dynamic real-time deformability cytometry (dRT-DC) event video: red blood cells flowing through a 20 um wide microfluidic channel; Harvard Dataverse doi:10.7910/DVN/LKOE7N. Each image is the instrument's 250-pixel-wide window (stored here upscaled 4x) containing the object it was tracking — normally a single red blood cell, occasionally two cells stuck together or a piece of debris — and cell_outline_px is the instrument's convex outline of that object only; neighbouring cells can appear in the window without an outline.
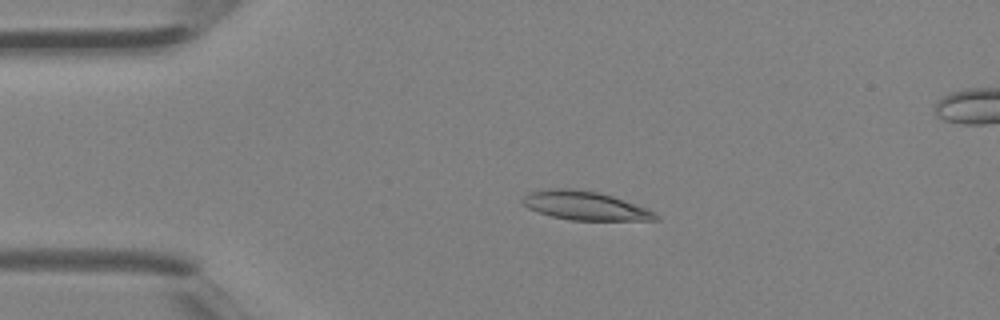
{"species": "Egyptian fruit bat (a non-hibernating species)", "species_latin": "Rousettus aegyptiacus", "temperature_condition": "room temperature", "stored_images_in_passage": 40, "camera_frame_rate_fps": 3000, "um_per_image_px": 0.085, "animal": {"sex": "female"}, "frame": {"image": 1, "passage_image": 9, "time_ms": 2.667, "image_size_px": [1000, 320], "cell_outline_px": [[660, 220], [572, 220], [552, 216], [528, 208], [520, 200], [528, 192], [544, 188], [572, 188], [596, 192], [612, 196], [648, 208], [656, 212], [660, 216]], "centroid_in_image_um": [49.74, 17.47], "position_along_channel_um": 35.3, "area_um2": 22.37}}
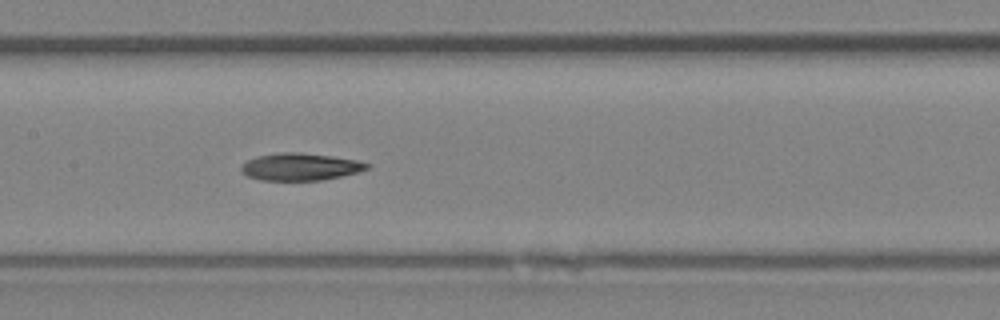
{"frame": {"image": 2, "passage_image": 20, "time_ms": 6.333, "image_size_px": [1000, 320], "cell_outline_px": [[372, 164], [368, 168], [360, 172], [320, 180], [260, 180], [248, 176], [240, 172], [240, 168], [248, 160], [256, 156], [280, 152], [300, 152], [332, 156], [360, 160]], "centroid_in_image_um": [25.55, 14.17], "position_along_channel_um": 181.8, "area_um2": 20.11}}
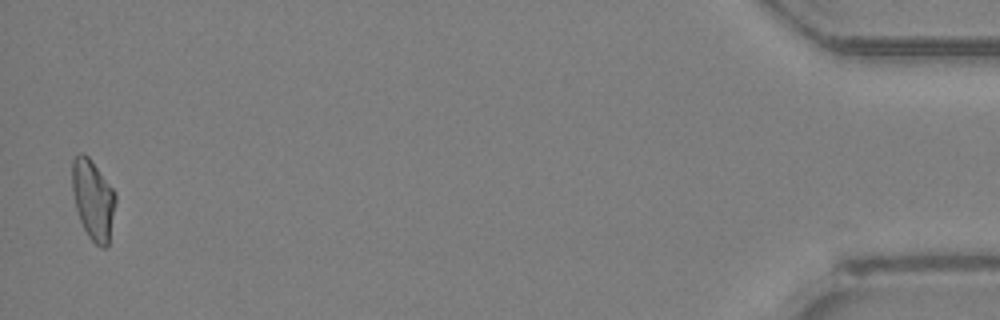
{"frame": {"image": 3, "passage_image": 40, "time_ms": 13.0, "image_size_px": [1000, 320], "cell_outline_px": [[116, 200], [108, 244], [104, 248], [100, 248], [88, 236], [80, 220], [76, 208], [72, 192], [72, 160], [80, 152], [88, 156], [116, 192]], "centroid_in_image_um": [7.91, 16.96], "position_along_channel_um": 427.3, "area_um2": 20.11}}